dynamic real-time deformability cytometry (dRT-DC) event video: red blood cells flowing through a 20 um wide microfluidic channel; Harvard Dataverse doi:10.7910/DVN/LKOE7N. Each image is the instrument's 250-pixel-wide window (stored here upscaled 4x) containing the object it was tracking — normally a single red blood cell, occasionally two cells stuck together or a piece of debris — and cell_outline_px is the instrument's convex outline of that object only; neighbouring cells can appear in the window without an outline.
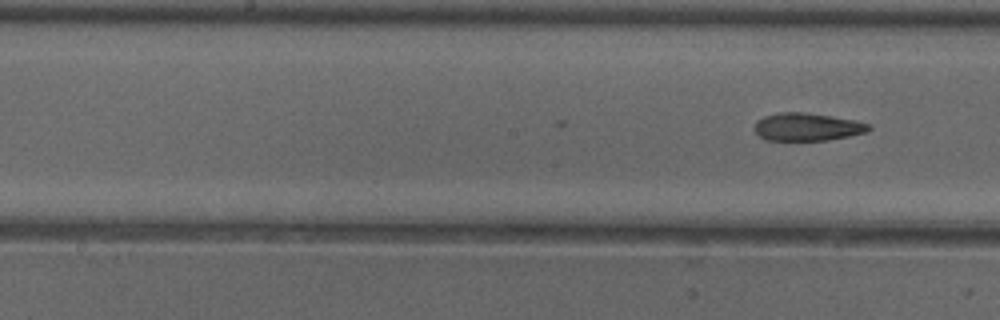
{"species": "common noctule bat (a hibernating species)", "species_latin": "Nyctalus noctula", "temperature_condition": "cold", "stored_images_in_passage": 8, "segment_of_instrument_passage": [2, 2], "camera_frame_rate_fps": 3000, "um_per_image_px": 0.085, "animal": {"sex": "female"}, "frame": {"image": 1, "passage_image": 8, "time_ms": 2.333, "image_size_px": [1000, 320], "cell_outline_px": [[872, 128], [868, 132], [828, 140], [764, 140], [756, 132], [756, 120], [764, 116], [780, 112], [804, 112], [852, 120], [872, 124]], "centroid_in_image_um": [68.63, 10.79], "position_along_channel_um": 179.6, "area_um2": 18.38}}